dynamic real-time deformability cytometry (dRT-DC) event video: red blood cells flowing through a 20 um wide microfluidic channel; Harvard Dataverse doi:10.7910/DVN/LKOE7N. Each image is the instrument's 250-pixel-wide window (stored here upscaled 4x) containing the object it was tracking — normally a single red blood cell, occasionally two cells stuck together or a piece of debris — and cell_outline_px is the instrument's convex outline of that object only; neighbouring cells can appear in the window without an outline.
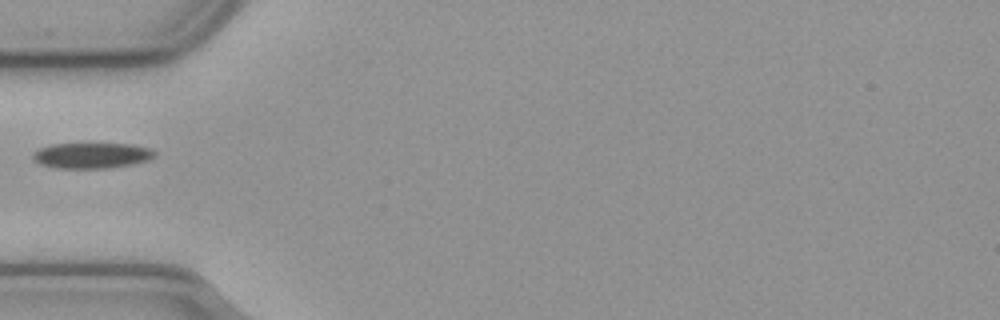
{"species": "common noctule bat (a hibernating species)", "species_latin": "Nyctalus noctula", "temperature_condition": "cold", "stored_images_in_passage": 39, "camera_frame_rate_fps": 3000, "um_per_image_px": 0.085, "animal": {"sex": "male", "body_mass_g": 23.1, "forearm_length_mm": 52.7}, "frame": {"image": 1, "passage_image": 1, "time_ms": 0.0, "image_size_px": [1000, 320], "cell_outline_px": [[156, 156], [148, 160], [132, 164], [108, 168], [56, 168], [40, 164], [32, 156], [40, 148], [52, 144], [132, 144], [152, 148], [156, 152]], "centroid_in_image_um": [7.86, 13.21], "position_along_channel_um": 77.1, "area_um2": 18.09}}
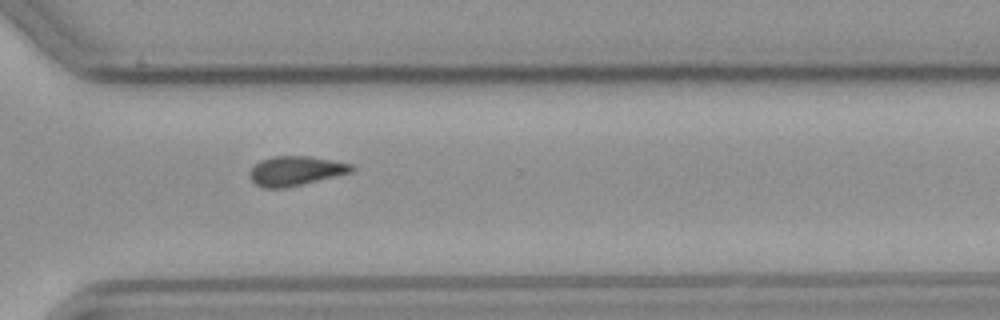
{"frame": {"image": 2, "passage_image": 23, "time_ms": 7.333, "image_size_px": [1000, 320], "cell_outline_px": [[356, 168], [352, 172], [284, 188], [264, 188], [256, 184], [252, 180], [248, 172], [260, 160], [272, 156], [308, 156], [332, 160], [352, 164]], "centroid_in_image_um": [25.12, 14.51], "position_along_channel_um": 345.5, "area_um2": 17.34}}
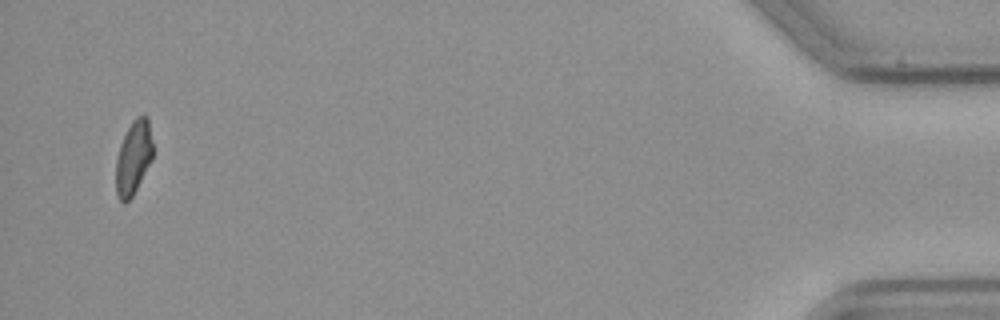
{"frame": {"image": 3, "passage_image": 37, "time_ms": 12.0, "image_size_px": [1000, 320], "cell_outline_px": [[152, 160], [132, 196], [124, 204], [120, 200], [116, 192], [116, 160], [120, 144], [132, 120], [136, 116], [148, 116], [152, 144]], "centroid_in_image_um": [11.34, 13.39], "position_along_channel_um": 423.9, "area_um2": 15.72}}